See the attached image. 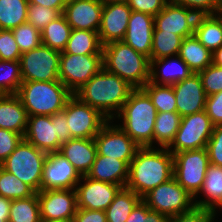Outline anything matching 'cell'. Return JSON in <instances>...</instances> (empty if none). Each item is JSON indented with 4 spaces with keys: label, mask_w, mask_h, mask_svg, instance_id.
I'll use <instances>...</instances> for the list:
<instances>
[{
    "label": "cell",
    "mask_w": 222,
    "mask_h": 222,
    "mask_svg": "<svg viewBox=\"0 0 222 222\" xmlns=\"http://www.w3.org/2000/svg\"><path fill=\"white\" fill-rule=\"evenodd\" d=\"M173 177V154L167 148L140 147L129 164L126 187L141 198Z\"/></svg>",
    "instance_id": "obj_1"
},
{
    "label": "cell",
    "mask_w": 222,
    "mask_h": 222,
    "mask_svg": "<svg viewBox=\"0 0 222 222\" xmlns=\"http://www.w3.org/2000/svg\"><path fill=\"white\" fill-rule=\"evenodd\" d=\"M134 88L117 74L102 68L74 95L96 108L109 121H113ZM117 110V111H116ZM115 111V113H113ZM115 114V115H114Z\"/></svg>",
    "instance_id": "obj_2"
},
{
    "label": "cell",
    "mask_w": 222,
    "mask_h": 222,
    "mask_svg": "<svg viewBox=\"0 0 222 222\" xmlns=\"http://www.w3.org/2000/svg\"><path fill=\"white\" fill-rule=\"evenodd\" d=\"M157 110L149 95L133 89L116 117L123 120L119 127L139 146L152 147Z\"/></svg>",
    "instance_id": "obj_3"
},
{
    "label": "cell",
    "mask_w": 222,
    "mask_h": 222,
    "mask_svg": "<svg viewBox=\"0 0 222 222\" xmlns=\"http://www.w3.org/2000/svg\"><path fill=\"white\" fill-rule=\"evenodd\" d=\"M103 68L117 74L134 89L143 88L150 78V59L123 41L103 46Z\"/></svg>",
    "instance_id": "obj_4"
},
{
    "label": "cell",
    "mask_w": 222,
    "mask_h": 222,
    "mask_svg": "<svg viewBox=\"0 0 222 222\" xmlns=\"http://www.w3.org/2000/svg\"><path fill=\"white\" fill-rule=\"evenodd\" d=\"M29 116L63 111L73 93L60 81H23L16 94Z\"/></svg>",
    "instance_id": "obj_5"
},
{
    "label": "cell",
    "mask_w": 222,
    "mask_h": 222,
    "mask_svg": "<svg viewBox=\"0 0 222 222\" xmlns=\"http://www.w3.org/2000/svg\"><path fill=\"white\" fill-rule=\"evenodd\" d=\"M47 155L23 138L1 167L37 193L41 191L42 171Z\"/></svg>",
    "instance_id": "obj_6"
},
{
    "label": "cell",
    "mask_w": 222,
    "mask_h": 222,
    "mask_svg": "<svg viewBox=\"0 0 222 222\" xmlns=\"http://www.w3.org/2000/svg\"><path fill=\"white\" fill-rule=\"evenodd\" d=\"M206 148L173 154V177L192 197L202 187L209 165Z\"/></svg>",
    "instance_id": "obj_7"
},
{
    "label": "cell",
    "mask_w": 222,
    "mask_h": 222,
    "mask_svg": "<svg viewBox=\"0 0 222 222\" xmlns=\"http://www.w3.org/2000/svg\"><path fill=\"white\" fill-rule=\"evenodd\" d=\"M193 197L172 177L150 190L142 201L154 211L173 217L190 211L195 205Z\"/></svg>",
    "instance_id": "obj_8"
},
{
    "label": "cell",
    "mask_w": 222,
    "mask_h": 222,
    "mask_svg": "<svg viewBox=\"0 0 222 222\" xmlns=\"http://www.w3.org/2000/svg\"><path fill=\"white\" fill-rule=\"evenodd\" d=\"M103 68V54L61 53L59 80L74 94Z\"/></svg>",
    "instance_id": "obj_9"
},
{
    "label": "cell",
    "mask_w": 222,
    "mask_h": 222,
    "mask_svg": "<svg viewBox=\"0 0 222 222\" xmlns=\"http://www.w3.org/2000/svg\"><path fill=\"white\" fill-rule=\"evenodd\" d=\"M213 129L214 125L205 110L181 117L179 129L167 149L174 154L206 148Z\"/></svg>",
    "instance_id": "obj_10"
},
{
    "label": "cell",
    "mask_w": 222,
    "mask_h": 222,
    "mask_svg": "<svg viewBox=\"0 0 222 222\" xmlns=\"http://www.w3.org/2000/svg\"><path fill=\"white\" fill-rule=\"evenodd\" d=\"M63 111L72 138L94 139L109 121L96 108L82 102L74 94L66 102Z\"/></svg>",
    "instance_id": "obj_11"
},
{
    "label": "cell",
    "mask_w": 222,
    "mask_h": 222,
    "mask_svg": "<svg viewBox=\"0 0 222 222\" xmlns=\"http://www.w3.org/2000/svg\"><path fill=\"white\" fill-rule=\"evenodd\" d=\"M61 52L40 45L21 54L19 59L22 81L59 80V58Z\"/></svg>",
    "instance_id": "obj_12"
},
{
    "label": "cell",
    "mask_w": 222,
    "mask_h": 222,
    "mask_svg": "<svg viewBox=\"0 0 222 222\" xmlns=\"http://www.w3.org/2000/svg\"><path fill=\"white\" fill-rule=\"evenodd\" d=\"M108 121L95 136L97 154L125 161L128 165L140 148L118 125Z\"/></svg>",
    "instance_id": "obj_13"
},
{
    "label": "cell",
    "mask_w": 222,
    "mask_h": 222,
    "mask_svg": "<svg viewBox=\"0 0 222 222\" xmlns=\"http://www.w3.org/2000/svg\"><path fill=\"white\" fill-rule=\"evenodd\" d=\"M74 166L59 152L48 153L43 165L41 191L75 189L82 180Z\"/></svg>",
    "instance_id": "obj_14"
},
{
    "label": "cell",
    "mask_w": 222,
    "mask_h": 222,
    "mask_svg": "<svg viewBox=\"0 0 222 222\" xmlns=\"http://www.w3.org/2000/svg\"><path fill=\"white\" fill-rule=\"evenodd\" d=\"M198 16L193 10L169 0L154 16V30L172 32L183 38L189 37L194 35Z\"/></svg>",
    "instance_id": "obj_15"
},
{
    "label": "cell",
    "mask_w": 222,
    "mask_h": 222,
    "mask_svg": "<svg viewBox=\"0 0 222 222\" xmlns=\"http://www.w3.org/2000/svg\"><path fill=\"white\" fill-rule=\"evenodd\" d=\"M131 13L132 9L127 2L104 1L98 30L103 46L110 42L124 39Z\"/></svg>",
    "instance_id": "obj_16"
},
{
    "label": "cell",
    "mask_w": 222,
    "mask_h": 222,
    "mask_svg": "<svg viewBox=\"0 0 222 222\" xmlns=\"http://www.w3.org/2000/svg\"><path fill=\"white\" fill-rule=\"evenodd\" d=\"M41 220H72L77 210L75 189L43 190L37 192Z\"/></svg>",
    "instance_id": "obj_17"
},
{
    "label": "cell",
    "mask_w": 222,
    "mask_h": 222,
    "mask_svg": "<svg viewBox=\"0 0 222 222\" xmlns=\"http://www.w3.org/2000/svg\"><path fill=\"white\" fill-rule=\"evenodd\" d=\"M81 180H84L83 185L78 183L75 187L77 208L105 211L121 188L116 184L90 179L86 175Z\"/></svg>",
    "instance_id": "obj_18"
},
{
    "label": "cell",
    "mask_w": 222,
    "mask_h": 222,
    "mask_svg": "<svg viewBox=\"0 0 222 222\" xmlns=\"http://www.w3.org/2000/svg\"><path fill=\"white\" fill-rule=\"evenodd\" d=\"M103 0H67L63 15L72 29L99 30Z\"/></svg>",
    "instance_id": "obj_19"
},
{
    "label": "cell",
    "mask_w": 222,
    "mask_h": 222,
    "mask_svg": "<svg viewBox=\"0 0 222 222\" xmlns=\"http://www.w3.org/2000/svg\"><path fill=\"white\" fill-rule=\"evenodd\" d=\"M177 113L187 116L205 109L207 95L202 86V80L198 73L191 74L188 78L172 85Z\"/></svg>",
    "instance_id": "obj_20"
},
{
    "label": "cell",
    "mask_w": 222,
    "mask_h": 222,
    "mask_svg": "<svg viewBox=\"0 0 222 222\" xmlns=\"http://www.w3.org/2000/svg\"><path fill=\"white\" fill-rule=\"evenodd\" d=\"M153 31L154 16L132 11L126 34L122 41L150 59Z\"/></svg>",
    "instance_id": "obj_21"
},
{
    "label": "cell",
    "mask_w": 222,
    "mask_h": 222,
    "mask_svg": "<svg viewBox=\"0 0 222 222\" xmlns=\"http://www.w3.org/2000/svg\"><path fill=\"white\" fill-rule=\"evenodd\" d=\"M24 139L46 153L59 152L61 147L56 122H51V116H29Z\"/></svg>",
    "instance_id": "obj_22"
},
{
    "label": "cell",
    "mask_w": 222,
    "mask_h": 222,
    "mask_svg": "<svg viewBox=\"0 0 222 222\" xmlns=\"http://www.w3.org/2000/svg\"><path fill=\"white\" fill-rule=\"evenodd\" d=\"M59 153L74 166L81 176H84L90 171L95 161L97 147L94 139L71 138L61 145Z\"/></svg>",
    "instance_id": "obj_23"
},
{
    "label": "cell",
    "mask_w": 222,
    "mask_h": 222,
    "mask_svg": "<svg viewBox=\"0 0 222 222\" xmlns=\"http://www.w3.org/2000/svg\"><path fill=\"white\" fill-rule=\"evenodd\" d=\"M29 115L16 94L0 95V128L25 135Z\"/></svg>",
    "instance_id": "obj_24"
},
{
    "label": "cell",
    "mask_w": 222,
    "mask_h": 222,
    "mask_svg": "<svg viewBox=\"0 0 222 222\" xmlns=\"http://www.w3.org/2000/svg\"><path fill=\"white\" fill-rule=\"evenodd\" d=\"M129 165L125 161L96 154L95 161L86 174L90 179L126 187Z\"/></svg>",
    "instance_id": "obj_25"
},
{
    "label": "cell",
    "mask_w": 222,
    "mask_h": 222,
    "mask_svg": "<svg viewBox=\"0 0 222 222\" xmlns=\"http://www.w3.org/2000/svg\"><path fill=\"white\" fill-rule=\"evenodd\" d=\"M176 57L175 60L172 57L150 60L149 82L159 85H174L193 74L188 65L178 55ZM169 58L172 60H168ZM158 66L159 68L162 66V72L156 69ZM159 72L161 75L158 74ZM159 77L161 79L160 83L158 81Z\"/></svg>",
    "instance_id": "obj_26"
},
{
    "label": "cell",
    "mask_w": 222,
    "mask_h": 222,
    "mask_svg": "<svg viewBox=\"0 0 222 222\" xmlns=\"http://www.w3.org/2000/svg\"><path fill=\"white\" fill-rule=\"evenodd\" d=\"M200 192L208 199L196 200ZM193 199L196 200L194 201L196 207L209 209L216 214V208L222 206V167L208 165L202 187Z\"/></svg>",
    "instance_id": "obj_27"
},
{
    "label": "cell",
    "mask_w": 222,
    "mask_h": 222,
    "mask_svg": "<svg viewBox=\"0 0 222 222\" xmlns=\"http://www.w3.org/2000/svg\"><path fill=\"white\" fill-rule=\"evenodd\" d=\"M194 36L212 53L222 45V13L199 15Z\"/></svg>",
    "instance_id": "obj_28"
},
{
    "label": "cell",
    "mask_w": 222,
    "mask_h": 222,
    "mask_svg": "<svg viewBox=\"0 0 222 222\" xmlns=\"http://www.w3.org/2000/svg\"><path fill=\"white\" fill-rule=\"evenodd\" d=\"M178 56L193 73H199L212 64V52L201 44L194 35L183 39Z\"/></svg>",
    "instance_id": "obj_29"
},
{
    "label": "cell",
    "mask_w": 222,
    "mask_h": 222,
    "mask_svg": "<svg viewBox=\"0 0 222 222\" xmlns=\"http://www.w3.org/2000/svg\"><path fill=\"white\" fill-rule=\"evenodd\" d=\"M61 53L74 55L103 54L97 31L72 29L65 50Z\"/></svg>",
    "instance_id": "obj_30"
},
{
    "label": "cell",
    "mask_w": 222,
    "mask_h": 222,
    "mask_svg": "<svg viewBox=\"0 0 222 222\" xmlns=\"http://www.w3.org/2000/svg\"><path fill=\"white\" fill-rule=\"evenodd\" d=\"M142 198L127 187L116 193L112 203L105 210L107 222H126L134 207Z\"/></svg>",
    "instance_id": "obj_31"
},
{
    "label": "cell",
    "mask_w": 222,
    "mask_h": 222,
    "mask_svg": "<svg viewBox=\"0 0 222 222\" xmlns=\"http://www.w3.org/2000/svg\"><path fill=\"white\" fill-rule=\"evenodd\" d=\"M71 30V26L61 14L41 31L42 45L63 52L67 46Z\"/></svg>",
    "instance_id": "obj_32"
},
{
    "label": "cell",
    "mask_w": 222,
    "mask_h": 222,
    "mask_svg": "<svg viewBox=\"0 0 222 222\" xmlns=\"http://www.w3.org/2000/svg\"><path fill=\"white\" fill-rule=\"evenodd\" d=\"M181 116L177 112H159L154 125V142L161 148H168L179 129Z\"/></svg>",
    "instance_id": "obj_33"
},
{
    "label": "cell",
    "mask_w": 222,
    "mask_h": 222,
    "mask_svg": "<svg viewBox=\"0 0 222 222\" xmlns=\"http://www.w3.org/2000/svg\"><path fill=\"white\" fill-rule=\"evenodd\" d=\"M28 0H0V29L12 30L27 23Z\"/></svg>",
    "instance_id": "obj_34"
},
{
    "label": "cell",
    "mask_w": 222,
    "mask_h": 222,
    "mask_svg": "<svg viewBox=\"0 0 222 222\" xmlns=\"http://www.w3.org/2000/svg\"><path fill=\"white\" fill-rule=\"evenodd\" d=\"M183 37L161 30H154L150 60L176 56L179 53Z\"/></svg>",
    "instance_id": "obj_35"
},
{
    "label": "cell",
    "mask_w": 222,
    "mask_h": 222,
    "mask_svg": "<svg viewBox=\"0 0 222 222\" xmlns=\"http://www.w3.org/2000/svg\"><path fill=\"white\" fill-rule=\"evenodd\" d=\"M37 193L25 199L12 200L8 222H40Z\"/></svg>",
    "instance_id": "obj_36"
},
{
    "label": "cell",
    "mask_w": 222,
    "mask_h": 222,
    "mask_svg": "<svg viewBox=\"0 0 222 222\" xmlns=\"http://www.w3.org/2000/svg\"><path fill=\"white\" fill-rule=\"evenodd\" d=\"M142 89L149 95L157 113L177 112L172 85H159L148 82Z\"/></svg>",
    "instance_id": "obj_37"
},
{
    "label": "cell",
    "mask_w": 222,
    "mask_h": 222,
    "mask_svg": "<svg viewBox=\"0 0 222 222\" xmlns=\"http://www.w3.org/2000/svg\"><path fill=\"white\" fill-rule=\"evenodd\" d=\"M35 193L30 186L0 166V196L15 200L31 197Z\"/></svg>",
    "instance_id": "obj_38"
},
{
    "label": "cell",
    "mask_w": 222,
    "mask_h": 222,
    "mask_svg": "<svg viewBox=\"0 0 222 222\" xmlns=\"http://www.w3.org/2000/svg\"><path fill=\"white\" fill-rule=\"evenodd\" d=\"M22 82L19 60H0V95L17 94Z\"/></svg>",
    "instance_id": "obj_39"
},
{
    "label": "cell",
    "mask_w": 222,
    "mask_h": 222,
    "mask_svg": "<svg viewBox=\"0 0 222 222\" xmlns=\"http://www.w3.org/2000/svg\"><path fill=\"white\" fill-rule=\"evenodd\" d=\"M21 54L38 48L41 42V32L30 23H24L12 29Z\"/></svg>",
    "instance_id": "obj_40"
},
{
    "label": "cell",
    "mask_w": 222,
    "mask_h": 222,
    "mask_svg": "<svg viewBox=\"0 0 222 222\" xmlns=\"http://www.w3.org/2000/svg\"><path fill=\"white\" fill-rule=\"evenodd\" d=\"M61 13L49 7L29 3L27 9V23L32 24L40 32Z\"/></svg>",
    "instance_id": "obj_41"
},
{
    "label": "cell",
    "mask_w": 222,
    "mask_h": 222,
    "mask_svg": "<svg viewBox=\"0 0 222 222\" xmlns=\"http://www.w3.org/2000/svg\"><path fill=\"white\" fill-rule=\"evenodd\" d=\"M202 80V86L207 96L222 91V67L211 64L198 73Z\"/></svg>",
    "instance_id": "obj_42"
},
{
    "label": "cell",
    "mask_w": 222,
    "mask_h": 222,
    "mask_svg": "<svg viewBox=\"0 0 222 222\" xmlns=\"http://www.w3.org/2000/svg\"><path fill=\"white\" fill-rule=\"evenodd\" d=\"M20 57L21 51L12 30L0 29V60L16 61Z\"/></svg>",
    "instance_id": "obj_43"
},
{
    "label": "cell",
    "mask_w": 222,
    "mask_h": 222,
    "mask_svg": "<svg viewBox=\"0 0 222 222\" xmlns=\"http://www.w3.org/2000/svg\"><path fill=\"white\" fill-rule=\"evenodd\" d=\"M176 4L185 6L198 15H214L222 13V7L217 0H170Z\"/></svg>",
    "instance_id": "obj_44"
},
{
    "label": "cell",
    "mask_w": 222,
    "mask_h": 222,
    "mask_svg": "<svg viewBox=\"0 0 222 222\" xmlns=\"http://www.w3.org/2000/svg\"><path fill=\"white\" fill-rule=\"evenodd\" d=\"M209 163L222 167V125L214 126L212 135L206 145Z\"/></svg>",
    "instance_id": "obj_45"
},
{
    "label": "cell",
    "mask_w": 222,
    "mask_h": 222,
    "mask_svg": "<svg viewBox=\"0 0 222 222\" xmlns=\"http://www.w3.org/2000/svg\"><path fill=\"white\" fill-rule=\"evenodd\" d=\"M23 138L19 133L0 128V166L16 149Z\"/></svg>",
    "instance_id": "obj_46"
},
{
    "label": "cell",
    "mask_w": 222,
    "mask_h": 222,
    "mask_svg": "<svg viewBox=\"0 0 222 222\" xmlns=\"http://www.w3.org/2000/svg\"><path fill=\"white\" fill-rule=\"evenodd\" d=\"M215 213L194 206L190 211L170 217V222H214Z\"/></svg>",
    "instance_id": "obj_47"
},
{
    "label": "cell",
    "mask_w": 222,
    "mask_h": 222,
    "mask_svg": "<svg viewBox=\"0 0 222 222\" xmlns=\"http://www.w3.org/2000/svg\"><path fill=\"white\" fill-rule=\"evenodd\" d=\"M204 110L214 126L222 125V91L207 96Z\"/></svg>",
    "instance_id": "obj_48"
},
{
    "label": "cell",
    "mask_w": 222,
    "mask_h": 222,
    "mask_svg": "<svg viewBox=\"0 0 222 222\" xmlns=\"http://www.w3.org/2000/svg\"><path fill=\"white\" fill-rule=\"evenodd\" d=\"M169 0H128L132 11L147 13L156 16Z\"/></svg>",
    "instance_id": "obj_49"
},
{
    "label": "cell",
    "mask_w": 222,
    "mask_h": 222,
    "mask_svg": "<svg viewBox=\"0 0 222 222\" xmlns=\"http://www.w3.org/2000/svg\"><path fill=\"white\" fill-rule=\"evenodd\" d=\"M51 122H56L57 140L62 145L67 143L72 137L69 131L68 121L64 111L51 115Z\"/></svg>",
    "instance_id": "obj_50"
},
{
    "label": "cell",
    "mask_w": 222,
    "mask_h": 222,
    "mask_svg": "<svg viewBox=\"0 0 222 222\" xmlns=\"http://www.w3.org/2000/svg\"><path fill=\"white\" fill-rule=\"evenodd\" d=\"M72 222H107V218L103 210L77 208Z\"/></svg>",
    "instance_id": "obj_51"
},
{
    "label": "cell",
    "mask_w": 222,
    "mask_h": 222,
    "mask_svg": "<svg viewBox=\"0 0 222 222\" xmlns=\"http://www.w3.org/2000/svg\"><path fill=\"white\" fill-rule=\"evenodd\" d=\"M151 209L141 200L132 210L126 222H146L147 213Z\"/></svg>",
    "instance_id": "obj_52"
},
{
    "label": "cell",
    "mask_w": 222,
    "mask_h": 222,
    "mask_svg": "<svg viewBox=\"0 0 222 222\" xmlns=\"http://www.w3.org/2000/svg\"><path fill=\"white\" fill-rule=\"evenodd\" d=\"M29 3L34 5H41L58 10L61 14L63 13L64 7L67 0H28Z\"/></svg>",
    "instance_id": "obj_53"
},
{
    "label": "cell",
    "mask_w": 222,
    "mask_h": 222,
    "mask_svg": "<svg viewBox=\"0 0 222 222\" xmlns=\"http://www.w3.org/2000/svg\"><path fill=\"white\" fill-rule=\"evenodd\" d=\"M146 222H170V217L158 213L157 211L150 210L147 213Z\"/></svg>",
    "instance_id": "obj_54"
},
{
    "label": "cell",
    "mask_w": 222,
    "mask_h": 222,
    "mask_svg": "<svg viewBox=\"0 0 222 222\" xmlns=\"http://www.w3.org/2000/svg\"><path fill=\"white\" fill-rule=\"evenodd\" d=\"M12 200L0 196V217H9L10 216V206Z\"/></svg>",
    "instance_id": "obj_55"
},
{
    "label": "cell",
    "mask_w": 222,
    "mask_h": 222,
    "mask_svg": "<svg viewBox=\"0 0 222 222\" xmlns=\"http://www.w3.org/2000/svg\"><path fill=\"white\" fill-rule=\"evenodd\" d=\"M212 64L222 67V45L212 53Z\"/></svg>",
    "instance_id": "obj_56"
},
{
    "label": "cell",
    "mask_w": 222,
    "mask_h": 222,
    "mask_svg": "<svg viewBox=\"0 0 222 222\" xmlns=\"http://www.w3.org/2000/svg\"><path fill=\"white\" fill-rule=\"evenodd\" d=\"M40 222H72V220L54 219V220H41Z\"/></svg>",
    "instance_id": "obj_57"
},
{
    "label": "cell",
    "mask_w": 222,
    "mask_h": 222,
    "mask_svg": "<svg viewBox=\"0 0 222 222\" xmlns=\"http://www.w3.org/2000/svg\"><path fill=\"white\" fill-rule=\"evenodd\" d=\"M9 217H0V222H8Z\"/></svg>",
    "instance_id": "obj_58"
},
{
    "label": "cell",
    "mask_w": 222,
    "mask_h": 222,
    "mask_svg": "<svg viewBox=\"0 0 222 222\" xmlns=\"http://www.w3.org/2000/svg\"><path fill=\"white\" fill-rule=\"evenodd\" d=\"M103 1H106V2H109V1H120V2H127L128 0H103Z\"/></svg>",
    "instance_id": "obj_59"
},
{
    "label": "cell",
    "mask_w": 222,
    "mask_h": 222,
    "mask_svg": "<svg viewBox=\"0 0 222 222\" xmlns=\"http://www.w3.org/2000/svg\"><path fill=\"white\" fill-rule=\"evenodd\" d=\"M217 2H218L219 5L222 7V0H217Z\"/></svg>",
    "instance_id": "obj_60"
}]
</instances>
